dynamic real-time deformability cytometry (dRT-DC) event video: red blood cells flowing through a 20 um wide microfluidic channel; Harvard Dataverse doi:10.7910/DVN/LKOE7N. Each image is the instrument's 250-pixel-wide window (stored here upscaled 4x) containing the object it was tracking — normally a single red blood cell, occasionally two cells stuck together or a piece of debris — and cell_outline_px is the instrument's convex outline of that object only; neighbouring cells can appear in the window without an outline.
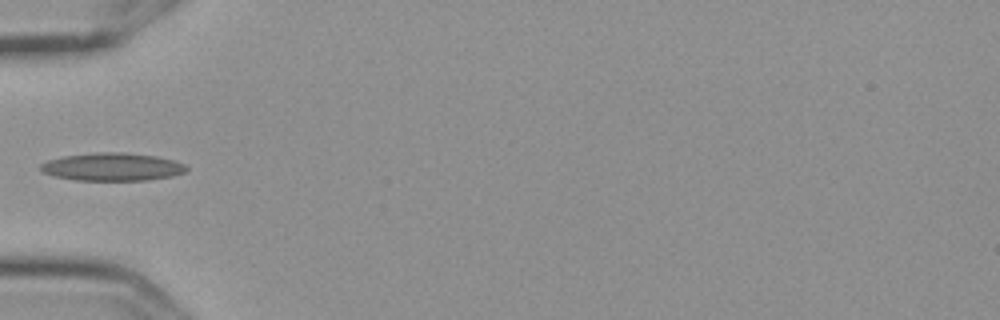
{"species": "Egyptian fruit bat (a non-hibernating species)", "species_latin": "Rousettus aegyptiacus", "temperature_condition": "cold", "stored_images_in_passage": 6, "camera_frame_rate_fps": 3000, "um_per_image_px": 0.085, "frame": {"image": 1, "passage_image": 6, "time_ms": 1.667, "image_size_px": [1000, 320], "cell_outline_px": [[188, 172], [172, 176], [148, 180], [76, 180], [56, 176], [40, 172], [40, 164], [48, 160], [64, 156], [96, 152], [124, 152], [156, 156], [172, 160], [184, 164], [188, 168]], "centroid_in_image_um": [9.56, 14.18], "position_along_channel_um": 75.4, "area_um2": 23.76}}